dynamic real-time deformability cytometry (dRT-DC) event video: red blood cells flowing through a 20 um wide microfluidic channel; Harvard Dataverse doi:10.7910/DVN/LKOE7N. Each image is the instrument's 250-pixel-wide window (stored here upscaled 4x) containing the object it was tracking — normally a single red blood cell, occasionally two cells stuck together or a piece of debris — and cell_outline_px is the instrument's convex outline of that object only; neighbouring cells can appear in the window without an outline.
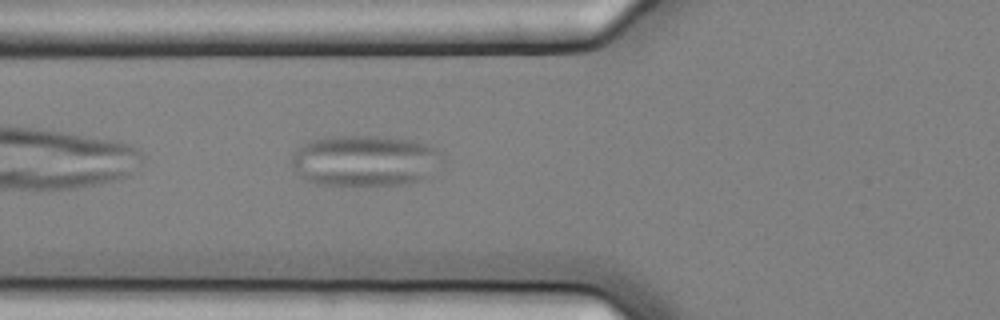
{"species": "common noctule bat (a hibernating species)", "species_latin": "Nyctalus noctula", "temperature_condition": "cold", "stored_images_in_passage": 7, "camera_frame_rate_fps": 3000, "um_per_image_px": 0.085, "animal": {"sex": "female", "body_mass_g": 25.1}, "frame": {"image": 1, "passage_image": 7, "time_ms": 2.0, "image_size_px": [1000, 320], "cell_outline_px": [[444, 160], [424, 180], [408, 184], [316, 184], [304, 180], [300, 176], [292, 164], [292, 152], [296, 148], [312, 140], [336, 136], [376, 136], [412, 140], [424, 144], [440, 152], [444, 156]], "centroid_in_image_um": [31.03, 13.66], "position_along_channel_um": 94.8, "area_um2": 44.68}}